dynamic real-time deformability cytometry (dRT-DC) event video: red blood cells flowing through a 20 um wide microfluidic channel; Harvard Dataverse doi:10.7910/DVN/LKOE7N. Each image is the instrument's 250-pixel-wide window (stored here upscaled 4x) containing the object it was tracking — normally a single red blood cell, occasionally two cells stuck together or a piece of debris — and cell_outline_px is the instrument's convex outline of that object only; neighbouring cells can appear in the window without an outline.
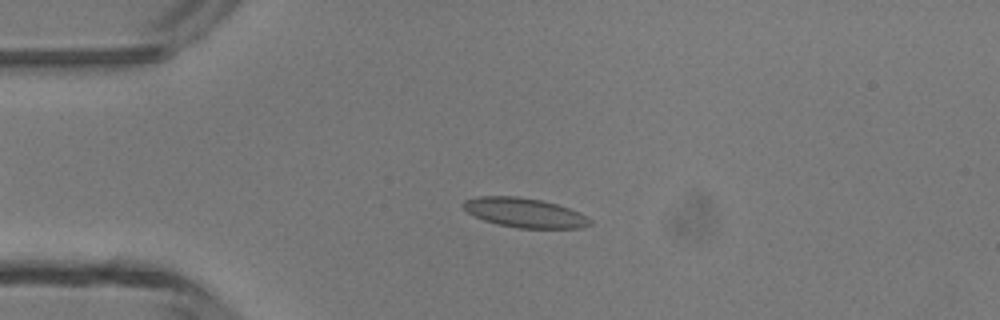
{"species": "common noctule bat (a hibernating species)", "species_latin": "Nyctalus noctula", "temperature_condition": "room temperature", "stored_images_in_passage": 5, "camera_frame_rate_fps": 3000, "um_per_image_px": 0.085, "animal": {"sex": "male", "body_mass_g": 13.3}, "frame": {"image": 1, "passage_image": 3, "time_ms": 2.333, "image_size_px": [1000, 320], "cell_outline_px": [[592, 224], [580, 228], [516, 228], [496, 224], [484, 220], [468, 212], [460, 204], [464, 200], [476, 196], [516, 196], [544, 200], [580, 212], [592, 220]], "centroid_in_image_um": [44.58, 18.07], "position_along_channel_um": 40.4, "area_um2": 21.91}}